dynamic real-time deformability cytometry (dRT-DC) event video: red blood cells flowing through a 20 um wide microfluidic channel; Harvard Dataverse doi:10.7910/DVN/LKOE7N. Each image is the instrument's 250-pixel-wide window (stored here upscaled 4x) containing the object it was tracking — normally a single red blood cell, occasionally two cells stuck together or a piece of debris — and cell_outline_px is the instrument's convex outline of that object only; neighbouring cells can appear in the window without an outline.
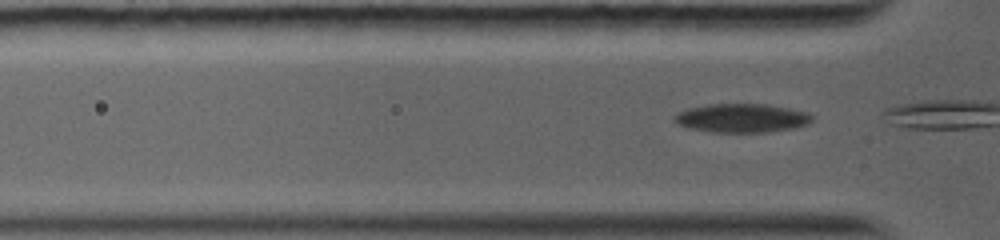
{"species": "common noctule bat (a hibernating species)", "species_latin": "Nyctalus noctula", "temperature_condition": "warm", "stored_images_in_passage": 4, "camera_frame_rate_fps": 5000, "um_per_image_px": 0.085, "animal": {"sex": "female", "body_mass_g": 19.0, "forearm_length_mm": 56.7}, "frame": {"image": 1, "passage_image": 2, "time_ms": 0.2, "image_size_px": [1000, 240], "cell_outline_px": [[812, 120], [808, 124], [792, 128], [768, 132], [712, 132], [688, 128], [676, 124], [672, 120], [672, 116], [676, 112], [688, 108], [704, 104], [768, 104], [808, 112], [812, 116]], "centroid_in_image_um": [62.98, 10.03], "position_along_channel_um": 62.8, "area_um2": 23.35}}